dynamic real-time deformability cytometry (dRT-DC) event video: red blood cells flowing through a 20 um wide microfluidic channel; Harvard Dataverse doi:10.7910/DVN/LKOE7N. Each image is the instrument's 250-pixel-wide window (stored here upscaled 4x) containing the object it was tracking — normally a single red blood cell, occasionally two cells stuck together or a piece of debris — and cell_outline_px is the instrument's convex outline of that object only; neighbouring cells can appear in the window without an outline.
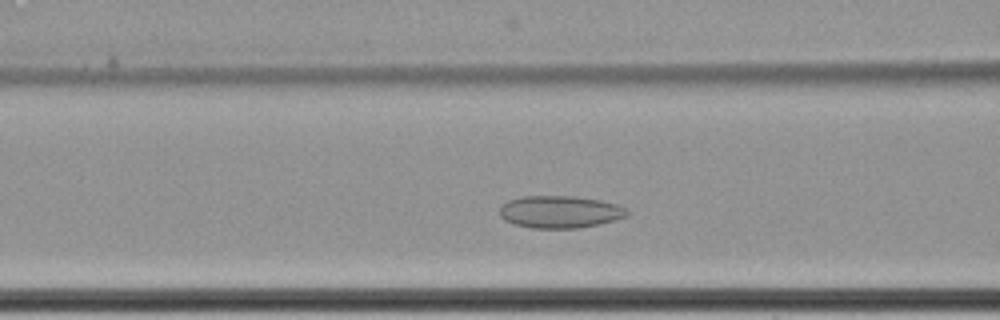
{"species": "common noctule bat (a hibernating species)", "species_latin": "Nyctalus noctula", "temperature_condition": "cold", "stored_images_in_passage": 45, "camera_frame_rate_fps": 3000, "um_per_image_px": 0.085, "animal": {"sex": "female", "body_mass_g": 22.7, "forearm_length_mm": 54.2}, "frame": {"image": 1, "passage_image": 15, "time_ms": 4.667, "image_size_px": [1000, 320], "cell_outline_px": [[628, 216], [616, 220], [600, 224], [580, 228], [532, 228], [516, 224], [504, 220], [500, 216], [500, 204], [508, 200], [520, 196], [572, 196], [600, 200], [616, 204], [628, 208]], "centroid_in_image_um": [47.6, 18.0], "position_along_channel_um": 119.0, "area_um2": 24.22}}
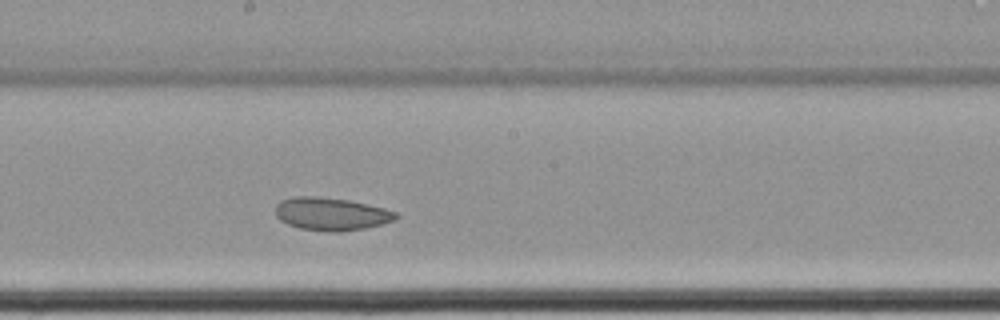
{"frame": {"image": 2, "passage_image": 24, "time_ms": 7.667, "image_size_px": [1000, 320], "cell_outline_px": [[400, 216], [396, 220], [364, 228], [340, 232], [328, 232], [300, 228], [288, 224], [280, 220], [276, 216], [276, 204], [280, 200], [292, 196], [316, 196], [348, 200], [384, 208], [396, 212]], "centroid_in_image_um": [28.14, 18.18], "position_along_channel_um": 220.1, "area_um2": 23.12}}
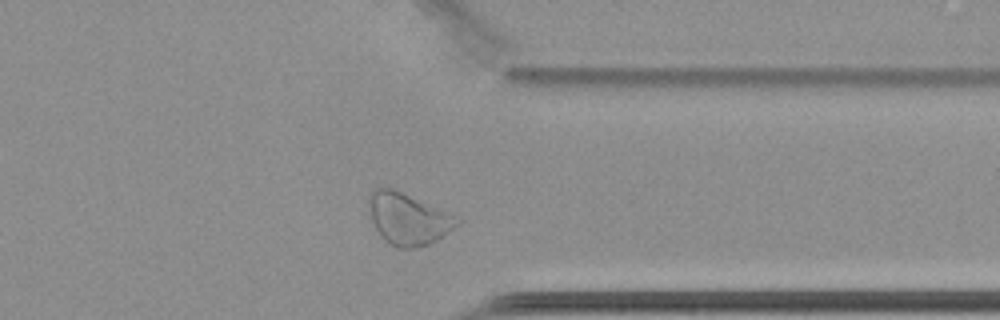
{"frame": {"image": 3, "passage_image": 38, "time_ms": 12.333, "image_size_px": [1000, 320], "cell_outline_px": [[460, 224], [436, 240], [428, 244], [416, 248], [400, 248], [384, 240], [380, 236], [368, 212], [368, 196], [376, 188], [392, 188], [460, 216]], "centroid_in_image_um": [34.7, 18.59], "position_along_channel_um": 376.7, "area_um2": 26.65}, "authors_computed_cell_mechanics": {"area_um2": 24.3916, "velocity_mm_per_s": 3.3722, "shape_relaxation_time_tau1_ms": null, "shape_relaxation_time_tau2_ms": 4.1237, "deformation_change_tau1": null, "deformation_change_tau2": 0.078}}